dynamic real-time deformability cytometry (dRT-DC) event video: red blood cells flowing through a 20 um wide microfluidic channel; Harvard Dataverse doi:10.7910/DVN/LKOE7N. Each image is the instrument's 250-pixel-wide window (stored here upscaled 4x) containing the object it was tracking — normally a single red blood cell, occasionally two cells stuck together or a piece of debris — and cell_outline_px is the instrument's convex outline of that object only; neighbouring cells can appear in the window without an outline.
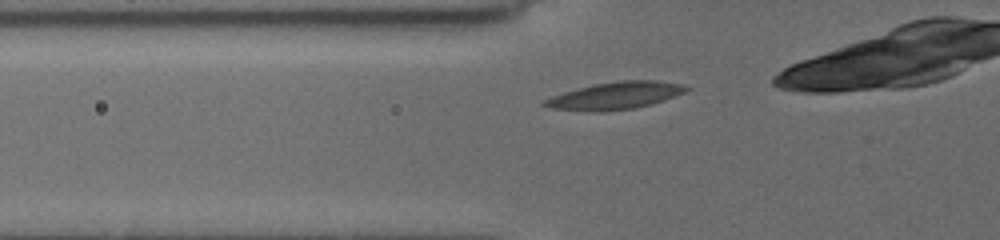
{"species": "common noctule bat (a hibernating species)", "species_latin": "Nyctalus noctula", "temperature_condition": "cold", "stored_images_in_passage": 8, "camera_frame_rate_fps": 3000, "um_per_image_px": 0.085, "animal": {"sex": "female", "body_mass_g": 19.5, "forearm_length_mm": 54.1}, "frame": {"image": 1, "passage_image": 2, "time_ms": 0.667, "image_size_px": [1000, 240], "cell_outline_px": [[692, 88], [684, 92], [664, 100], [652, 104], [632, 108], [604, 112], [596, 112], [552, 108], [540, 104], [544, 100], [552, 96], [564, 92], [592, 84], [620, 80], [656, 80], [680, 84]], "centroid_in_image_um": [52.29, 8.13], "position_along_channel_um": 73.5, "area_um2": 22.48}}
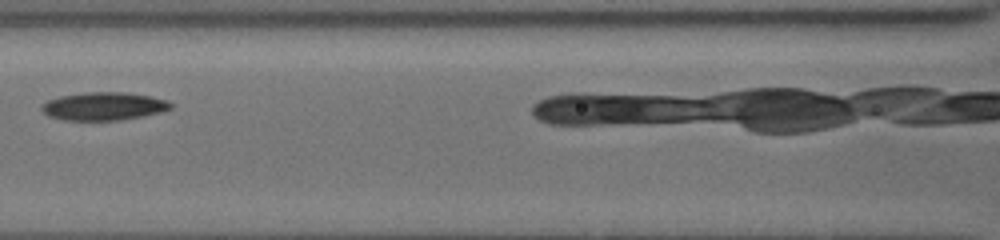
{"frame": {"image": 2, "passage_image": 6, "time_ms": 3.0, "image_size_px": [1000, 240], "cell_outline_px": [[172, 108], [160, 112], [144, 116], [120, 120], [64, 120], [48, 116], [40, 108], [40, 104], [48, 100], [60, 96], [84, 92], [128, 92], [168, 100], [172, 104]], "centroid_in_image_um": [8.8, 9.03], "position_along_channel_um": 157.8, "area_um2": 21.21}}
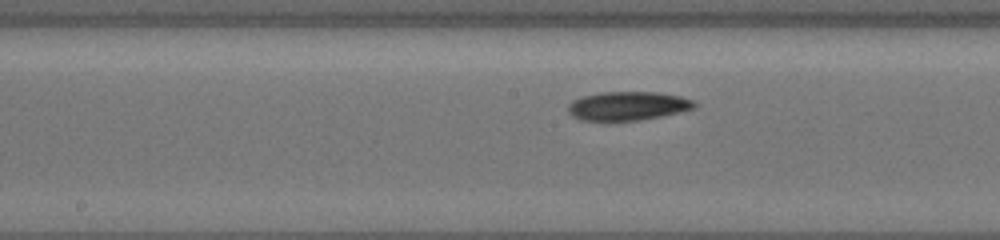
{"frame": {"image": 3, "passage_image": 8, "time_ms": 4.0, "image_size_px": [1000, 240], "cell_outline_px": [[696, 108], [680, 112], [640, 120], [580, 120], [572, 116], [568, 112], [568, 104], [572, 100], [584, 96], [600, 92], [660, 92], [680, 96], [692, 100], [696, 104]], "centroid_in_image_um": [53.36, 9.0], "position_along_channel_um": 194.8, "area_um2": 21.15}}